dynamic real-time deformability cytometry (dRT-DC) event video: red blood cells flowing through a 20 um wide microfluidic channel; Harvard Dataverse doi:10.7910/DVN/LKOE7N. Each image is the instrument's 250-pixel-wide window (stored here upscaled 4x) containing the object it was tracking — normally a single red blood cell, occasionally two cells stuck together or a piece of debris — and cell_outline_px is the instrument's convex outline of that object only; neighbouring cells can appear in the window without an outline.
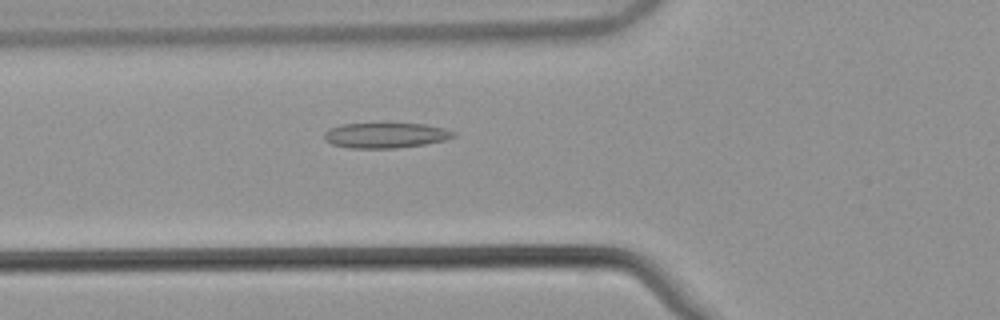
{"species": "common noctule bat (a hibernating species)", "species_latin": "Nyctalus noctula", "temperature_condition": "warm", "stored_images_in_passage": 53, "camera_frame_rate_fps": 3000, "um_per_image_px": 0.085, "animal": {"sex": "male", "body_mass_g": 21.5, "forearm_length_mm": 52.0}, "frame": {"image": 1, "passage_image": 20, "time_ms": 6.333, "image_size_px": [1000, 320], "cell_outline_px": [[456, 136], [444, 140], [424, 144], [396, 148], [348, 148], [332, 144], [324, 140], [324, 132], [328, 128], [340, 124], [424, 124], [444, 128], [456, 132]], "centroid_in_image_um": [32.74, 11.5], "position_along_channel_um": 93.1, "area_um2": 19.02}}
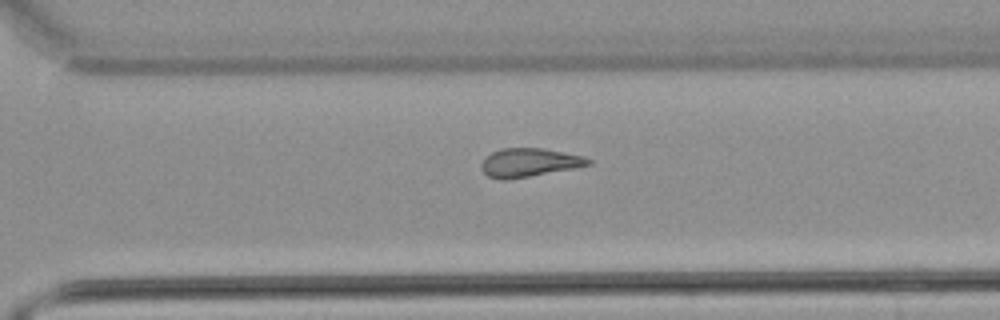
{"frame": {"image": 2, "passage_image": 38, "time_ms": 12.333, "image_size_px": [1000, 320], "cell_outline_px": [[592, 164], [576, 168], [504, 180], [500, 180], [488, 176], [480, 168], [480, 164], [484, 156], [500, 148], [540, 148], [584, 156], [592, 160]], "centroid_in_image_um": [44.95, 13.81], "position_along_channel_um": 325.7, "area_um2": 17.86}}
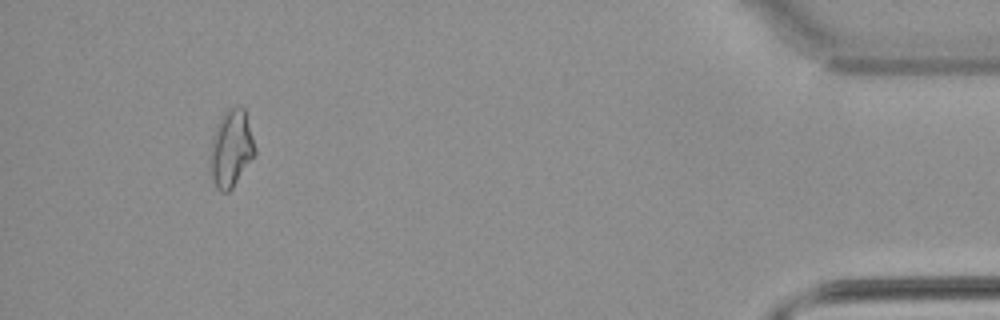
{"frame": {"image": 3, "passage_image": 50, "time_ms": 16.333, "image_size_px": [1000, 320], "cell_outline_px": [[256, 152], [232, 188], [228, 192], [220, 192], [216, 188], [212, 180], [208, 164], [208, 160], [212, 136], [216, 124], [220, 116], [228, 108], [240, 104], [244, 108], [256, 148]], "centroid_in_image_um": [19.6, 12.6], "position_along_channel_um": 415.6, "area_um2": 20.52}, "authors_computed_cell_mechanics": {"area_um2": 18.8428, "velocity_mm_per_s": 3.8772, "shape_relaxation_time_tau1_ms": null, "shape_relaxation_time_tau2_ms": 6.6972, "deformation_change_tau1": null, "deformation_change_tau2": 0.1713}}